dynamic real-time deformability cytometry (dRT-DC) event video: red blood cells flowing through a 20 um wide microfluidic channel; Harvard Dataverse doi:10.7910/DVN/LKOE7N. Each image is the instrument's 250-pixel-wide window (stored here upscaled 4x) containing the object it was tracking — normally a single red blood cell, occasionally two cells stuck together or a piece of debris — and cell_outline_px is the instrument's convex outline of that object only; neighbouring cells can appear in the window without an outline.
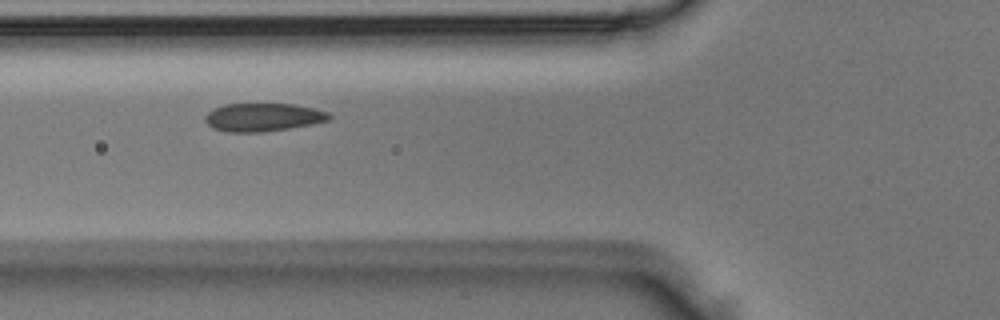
{"species": "Egyptian fruit bat (a non-hibernating species)", "species_latin": "Rousettus aegyptiacus", "temperature_condition": "room temperature", "stored_images_in_passage": 4, "camera_frame_rate_fps": 3000, "um_per_image_px": 0.085, "animal": {"sex": "male"}, "frame": {"image": 1, "passage_image": 2, "time_ms": 0.333, "image_size_px": [1000, 320], "cell_outline_px": [[332, 116], [328, 120], [312, 124], [288, 128], [260, 132], [228, 132], [212, 128], [204, 120], [204, 116], [208, 112], [224, 104], [292, 104], [312, 108], [328, 112]], "centroid_in_image_um": [22.33, 9.97], "position_along_channel_um": 103.5, "area_um2": 20.17}}
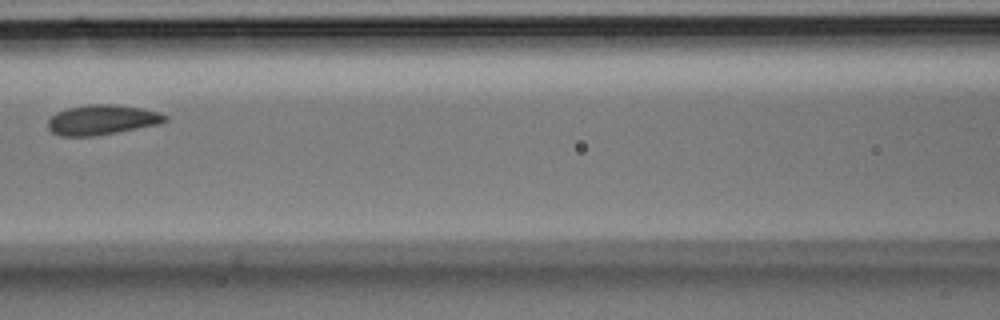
{"frame": {"image": 2, "passage_image": 3, "time_ms": 0.667, "image_size_px": [1000, 320], "cell_outline_px": [[168, 120], [160, 124], [116, 132], [92, 136], [60, 136], [52, 132], [48, 128], [48, 120], [56, 112], [68, 108], [88, 104], [116, 104], [140, 108], [160, 112], [168, 116]], "centroid_in_image_um": [8.68, 10.18], "position_along_channel_um": 157.9, "area_um2": 20.46}}
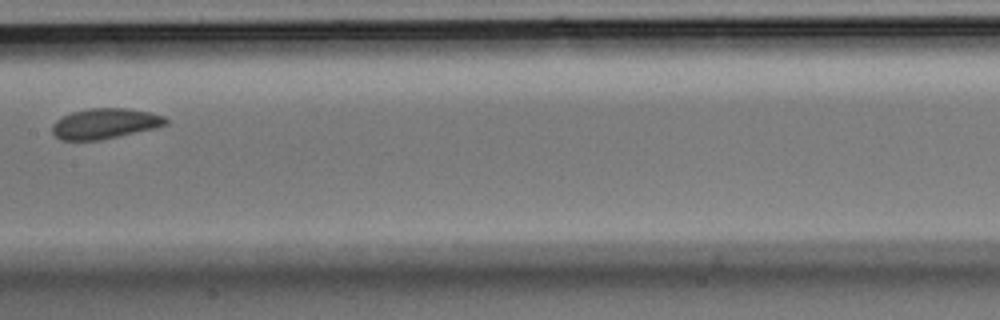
{"frame": {"image": 3, "passage_image": 4, "time_ms": 1.0, "image_size_px": [1000, 320], "cell_outline_px": [[168, 124], [156, 128], [100, 140], [60, 140], [52, 132], [52, 124], [56, 120], [72, 112], [88, 108], [128, 108], [152, 112], [164, 116], [168, 120]], "centroid_in_image_um": [8.95, 10.5], "position_along_channel_um": 198.5, "area_um2": 20.23}}